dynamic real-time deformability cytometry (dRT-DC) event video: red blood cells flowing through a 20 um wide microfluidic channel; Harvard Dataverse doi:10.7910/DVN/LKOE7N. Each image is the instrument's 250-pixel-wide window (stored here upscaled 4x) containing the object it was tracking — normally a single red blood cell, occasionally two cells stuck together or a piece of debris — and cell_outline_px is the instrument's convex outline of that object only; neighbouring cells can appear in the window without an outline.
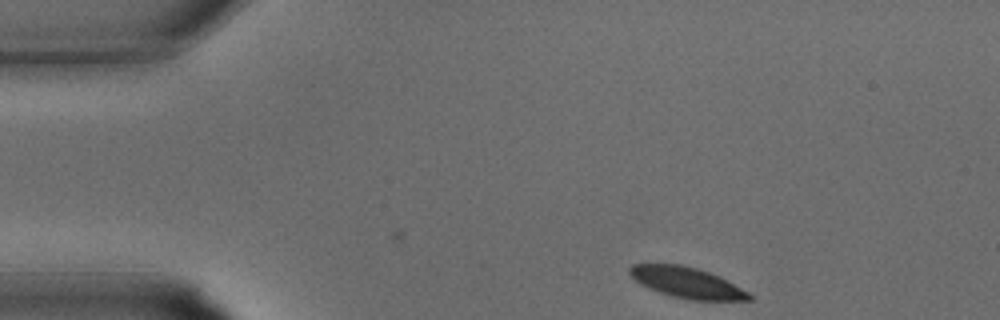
{"species": "common noctule bat (a hibernating species)", "species_latin": "Nyctalus noctula", "temperature_condition": "warm", "stored_images_in_passage": 23, "camera_frame_rate_fps": 3000, "um_per_image_px": 0.085, "animal": {"sex": "male", "body_mass_g": 15.6}, "frame": {"image": 1, "passage_image": 1, "time_ms": 0.0, "image_size_px": [1000, 320], "cell_outline_px": [[752, 300], [692, 300], [672, 296], [660, 292], [640, 284], [628, 272], [628, 268], [632, 264], [680, 264], [696, 268], [708, 272], [748, 292], [752, 296]], "centroid_in_image_um": [58.34, 24.02], "position_along_channel_um": 26.7, "area_um2": 20.92}}
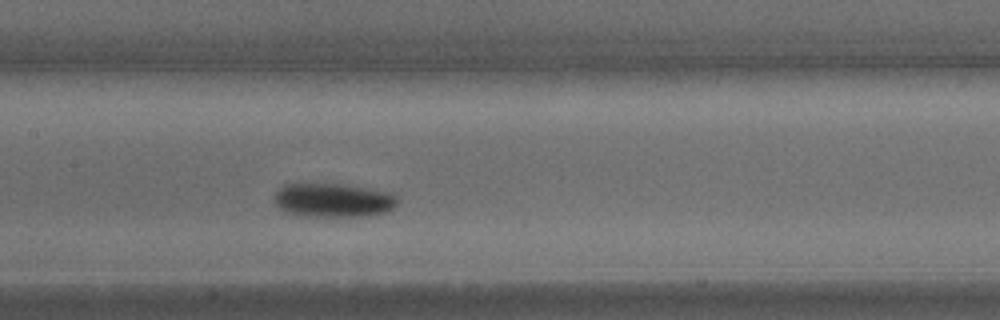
{"frame": {"image": 2, "passage_image": 12, "time_ms": 3.667, "image_size_px": [1000, 320], "cell_outline_px": [[396, 204], [388, 212], [368, 216], [304, 216], [288, 212], [280, 208], [272, 200], [272, 196], [284, 184], [300, 180], [344, 184], [392, 192], [396, 196]], "centroid_in_image_um": [28.25, 16.96], "position_along_channel_um": 179.1, "area_um2": 25.32}}
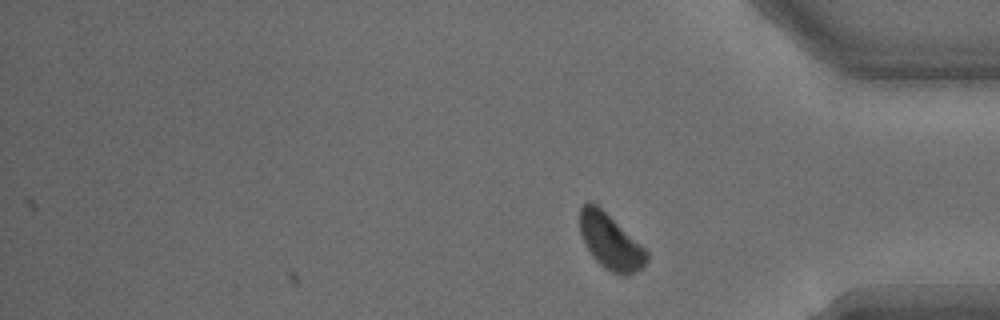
{"frame": {"image": 3, "passage_image": 23, "time_ms": 7.333, "image_size_px": [1000, 320], "cell_outline_px": [[648, 260], [640, 268], [628, 276], [624, 276], [612, 272], [604, 268], [592, 256], [584, 244], [580, 232], [580, 208], [588, 200], [596, 204], [640, 244], [648, 252]], "centroid_in_image_um": [51.86, 20.55], "position_along_channel_um": 383.3, "area_um2": 21.21}}